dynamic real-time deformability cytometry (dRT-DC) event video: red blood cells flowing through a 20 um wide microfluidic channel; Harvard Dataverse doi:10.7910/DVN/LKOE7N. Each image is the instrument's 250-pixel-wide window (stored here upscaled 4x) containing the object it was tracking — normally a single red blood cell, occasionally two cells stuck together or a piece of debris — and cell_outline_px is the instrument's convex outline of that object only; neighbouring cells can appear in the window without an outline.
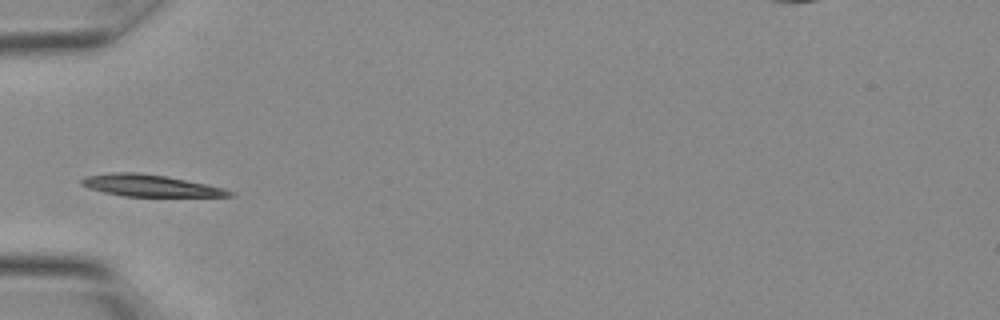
{"species": "Egyptian fruit bat (a non-hibernating species)", "species_latin": "Rousettus aegyptiacus", "temperature_condition": "warm", "stored_images_in_passage": 25, "camera_frame_rate_fps": 3000, "um_per_image_px": 0.085, "animal": {"sex": "female"}, "frame": {"image": 1, "passage_image": 6, "time_ms": 1.667, "image_size_px": [1000, 320], "cell_outline_px": [[236, 192], [232, 196], [124, 196], [104, 192], [88, 188], [80, 184], [80, 180], [84, 176], [112, 172], [136, 172], [164, 176], [208, 184], [224, 188]], "centroid_in_image_um": [12.74, 15.77], "position_along_channel_um": 72.3, "area_um2": 18.73}}
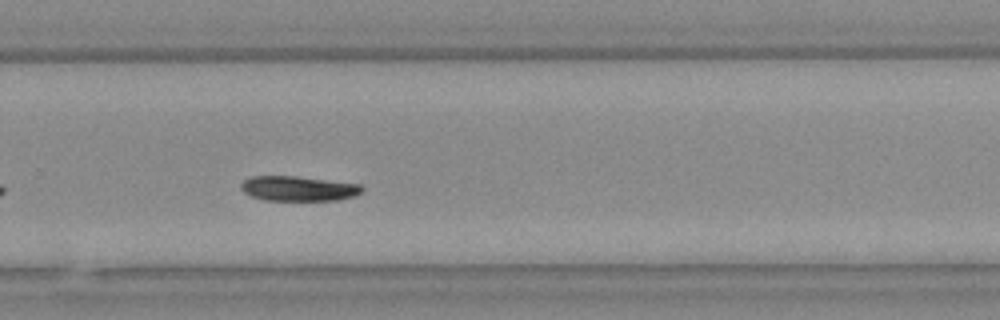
{"frame": {"image": 2, "passage_image": 16, "time_ms": 5.0, "image_size_px": [1000, 320], "cell_outline_px": [[364, 188], [356, 196], [336, 200], [264, 200], [252, 196], [244, 192], [240, 188], [240, 184], [244, 180], [252, 176], [296, 176], [360, 184]], "centroid_in_image_um": [25.35, 16.02], "position_along_channel_um": 304.4, "area_um2": 17.51}}
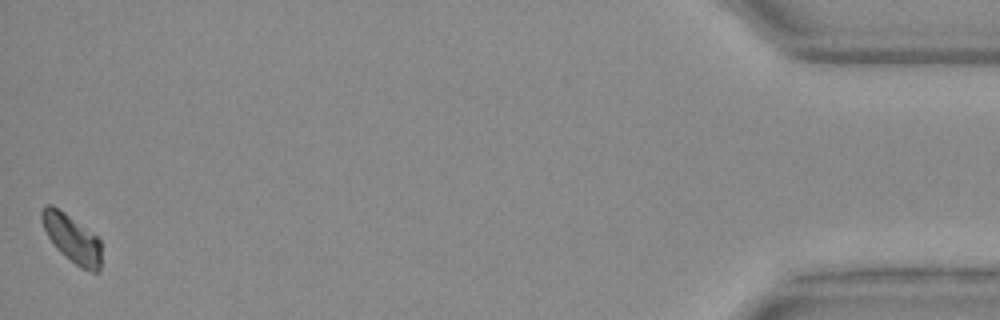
{"frame": {"image": 3, "passage_image": 25, "time_ms": 8.0, "image_size_px": [1000, 320], "cell_outline_px": [[100, 268], [96, 272], [92, 272], [80, 268], [60, 252], [56, 248], [48, 236], [44, 228], [40, 216], [40, 212], [48, 204], [52, 204], [64, 212], [96, 236], [100, 240]], "centroid_in_image_um": [6.1, 20.28], "position_along_channel_um": 429.1, "area_um2": 16.36}}